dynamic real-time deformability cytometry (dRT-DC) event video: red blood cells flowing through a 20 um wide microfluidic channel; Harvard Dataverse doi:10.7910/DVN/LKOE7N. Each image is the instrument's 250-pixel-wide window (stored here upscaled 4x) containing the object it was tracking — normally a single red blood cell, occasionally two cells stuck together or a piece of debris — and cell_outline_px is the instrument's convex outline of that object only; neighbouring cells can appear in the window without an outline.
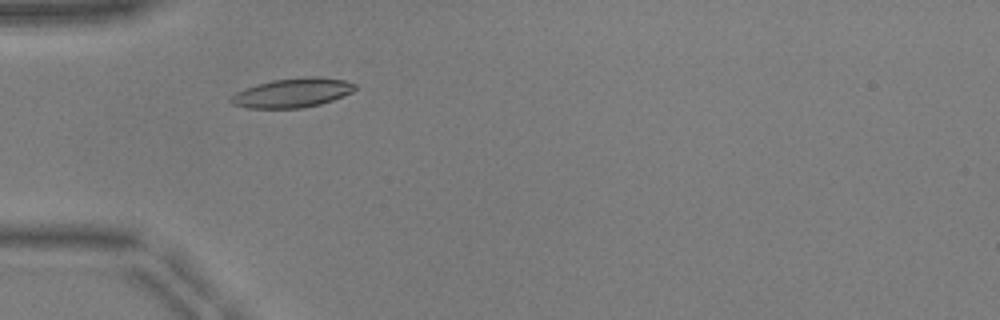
{"species": "common noctule bat (a hibernating species)", "species_latin": "Nyctalus noctula", "temperature_condition": "warm", "stored_images_in_passage": 41, "camera_frame_rate_fps": 3000, "um_per_image_px": 0.085, "animal": {"sex": "male", "body_mass_g": 17.9, "forearm_length_mm": 54.2}, "frame": {"image": 1, "passage_image": 6, "time_ms": 1.667, "image_size_px": [1000, 320], "cell_outline_px": [[356, 88], [352, 92], [344, 96], [320, 104], [304, 108], [248, 108], [232, 104], [228, 100], [236, 92], [244, 88], [272, 80], [308, 76], [312, 76], [344, 80], [356, 84]], "centroid_in_image_um": [24.85, 7.89], "position_along_channel_um": 60.2, "area_um2": 21.15}}
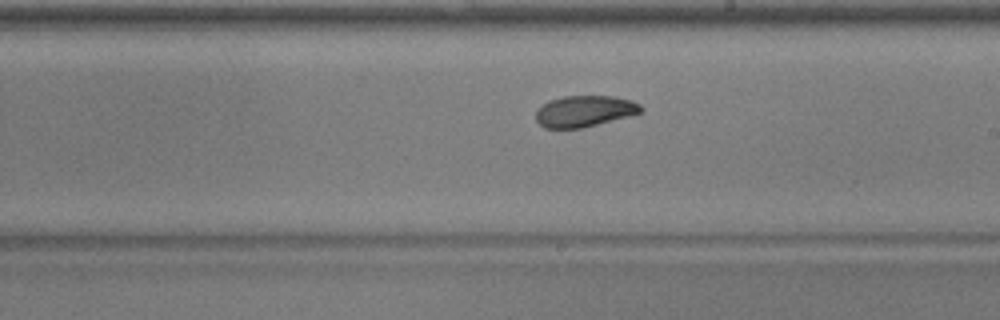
{"frame": {"image": 2, "passage_image": 20, "time_ms": 6.333, "image_size_px": [1000, 320], "cell_outline_px": [[644, 112], [584, 128], [544, 128], [536, 120], [536, 112], [548, 100], [564, 96], [612, 96], [632, 100], [640, 104], [644, 108]], "centroid_in_image_um": [49.72, 9.45], "position_along_channel_um": 239.3, "area_um2": 19.25}}
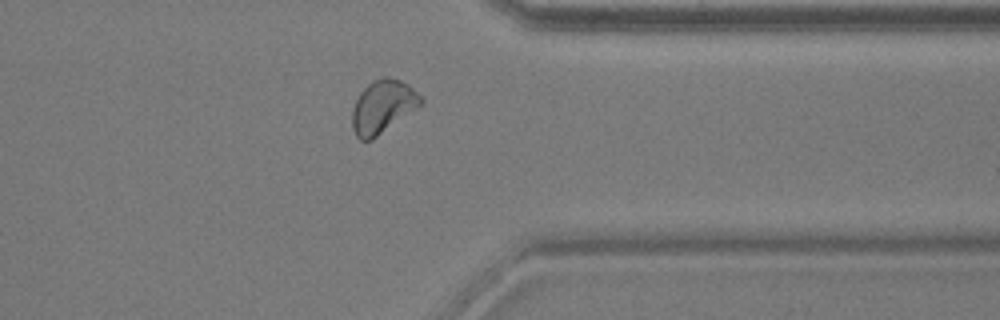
{"frame": {"image": 3, "passage_image": 31, "time_ms": 10.0, "image_size_px": [1000, 320], "cell_outline_px": [[424, 100], [416, 108], [372, 140], [360, 140], [356, 136], [352, 128], [352, 108], [360, 92], [372, 80], [384, 76], [388, 76], [400, 80], [408, 84]], "centroid_in_image_um": [32.5, 9.05], "position_along_channel_um": 378.9, "area_um2": 21.04}, "authors_computed_cell_mechanics": {"area_um2": 19.8832, "velocity_mm_per_s": 3.9269, "shape_relaxation_time_tau1_ms": 7.7865, "shape_relaxation_time_tau2_ms": 2.516, "deformation_change_tau1": 0.1916, "deformation_change_tau2": 0.0684}}